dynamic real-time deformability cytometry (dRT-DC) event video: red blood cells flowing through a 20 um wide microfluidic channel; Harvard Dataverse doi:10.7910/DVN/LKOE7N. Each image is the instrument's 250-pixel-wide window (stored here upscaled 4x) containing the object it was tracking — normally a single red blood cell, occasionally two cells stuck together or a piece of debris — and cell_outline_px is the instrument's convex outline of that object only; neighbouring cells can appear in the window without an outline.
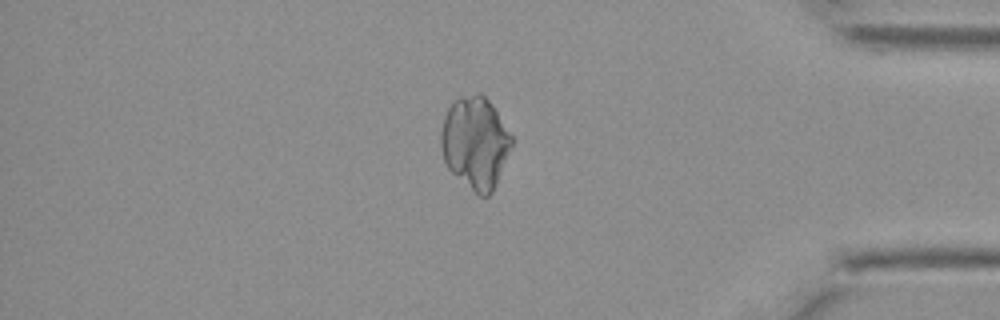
{"species": "Egyptian fruit bat (a non-hibernating species)", "species_latin": "Rousettus aegyptiacus", "temperature_condition": "cold", "stored_images_in_passage": 36, "camera_frame_rate_fps": 3000, "um_per_image_px": 0.085, "animal": {"sex": "female"}, "frame": {"image": 1, "passage_image": 29, "time_ms": 9.333, "image_size_px": [1000, 320], "cell_outline_px": [[512, 144], [496, 184], [492, 192], [488, 196], [480, 196], [452, 172], [448, 168], [444, 160], [440, 148], [440, 132], [444, 116], [448, 108], [460, 96], [476, 92], [480, 92], [492, 104], [512, 136]], "centroid_in_image_um": [40.37, 12.09], "position_along_channel_um": 394.8, "area_um2": 37.63}}